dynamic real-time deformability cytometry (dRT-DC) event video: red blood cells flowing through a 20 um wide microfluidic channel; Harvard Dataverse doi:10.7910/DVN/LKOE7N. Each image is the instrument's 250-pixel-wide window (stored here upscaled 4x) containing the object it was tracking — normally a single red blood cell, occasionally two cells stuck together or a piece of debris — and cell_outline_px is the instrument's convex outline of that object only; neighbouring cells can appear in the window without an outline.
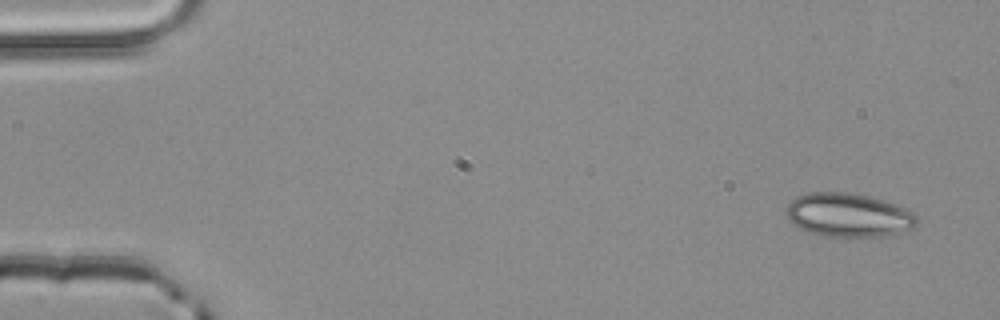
{"species": "common noctule bat (a hibernating species)", "species_latin": "Nyctalus noctula", "temperature_condition": "room temperature", "stored_images_in_passage": 4, "camera_frame_rate_fps": 3000, "um_per_image_px": 0.085, "animal": {"sex": "male", "body_mass_g": 20.4}, "frame": {"image": 1, "passage_image": 1, "time_ms": 0.0, "image_size_px": [1000, 320], "cell_outline_px": [[916, 224], [912, 228], [880, 236], [824, 236], [800, 228], [792, 224], [788, 220], [784, 212], [784, 208], [796, 196], [812, 192], [848, 192], [868, 196], [884, 200], [912, 212], [916, 216]], "centroid_in_image_um": [72.03, 18.26], "position_along_channel_um": 13.0, "area_um2": 32.95}}